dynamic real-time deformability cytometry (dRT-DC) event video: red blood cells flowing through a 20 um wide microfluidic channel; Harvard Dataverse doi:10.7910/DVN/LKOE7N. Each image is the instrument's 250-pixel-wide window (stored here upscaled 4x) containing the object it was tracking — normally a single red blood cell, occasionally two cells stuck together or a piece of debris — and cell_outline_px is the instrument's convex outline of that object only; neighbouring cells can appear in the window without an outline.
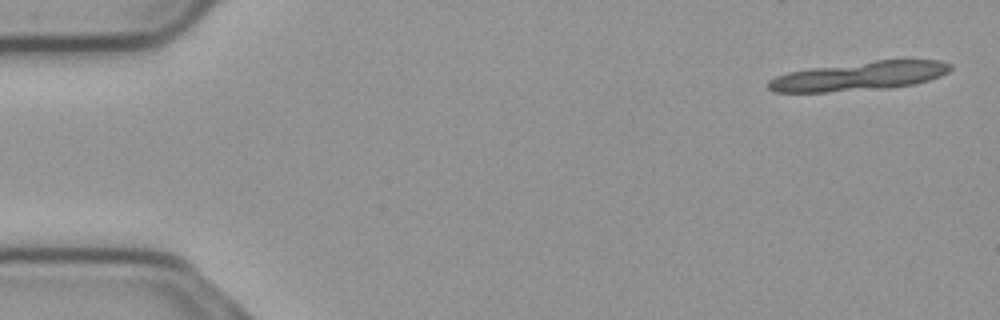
{"species": "common noctule bat (a hibernating species)", "species_latin": "Nyctalus noctula", "temperature_condition": "cold", "stored_images_in_passage": 13, "camera_frame_rate_fps": 3000, "um_per_image_px": 0.085, "animal": {"sex": "male", "body_mass_g": 23.1, "forearm_length_mm": 52.7}, "frame": {"image": 1, "passage_image": 2, "time_ms": 0.333, "image_size_px": [1000, 320], "cell_outline_px": [[952, 68], [948, 72], [940, 76], [916, 84], [892, 88], [828, 92], [772, 92], [768, 88], [768, 80], [776, 76], [788, 72], [812, 68], [876, 60], [940, 60], [952, 64]], "centroid_in_image_um": [73.06, 6.48], "position_along_channel_um": 11.9, "area_um2": 30.75}}